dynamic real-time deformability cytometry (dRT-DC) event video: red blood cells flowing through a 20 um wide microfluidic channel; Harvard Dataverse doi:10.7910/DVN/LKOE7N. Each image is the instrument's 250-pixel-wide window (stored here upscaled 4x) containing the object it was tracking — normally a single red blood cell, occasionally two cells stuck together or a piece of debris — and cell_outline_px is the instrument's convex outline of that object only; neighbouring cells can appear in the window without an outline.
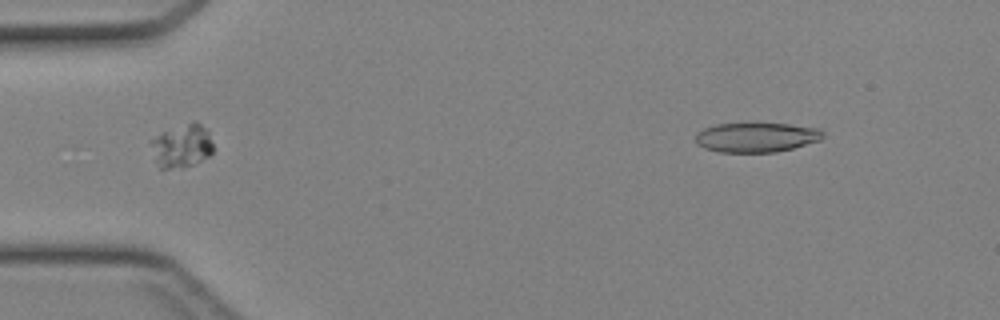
{"species": "Egyptian fruit bat (a non-hibernating species)", "species_latin": "Rousettus aegyptiacus", "temperature_condition": "cold", "stored_images_in_passage": 6, "segment_of_instrument_passage": [2, 2], "camera_frame_rate_fps": 3000, "um_per_image_px": 0.085, "animal": {"sex": "female"}, "frame": {"image": 1, "passage_image": 6, "time_ms": 1.667, "image_size_px": [1000, 320], "cell_outline_px": [[824, 136], [820, 140], [792, 148], [776, 152], [720, 152], [704, 148], [696, 144], [696, 136], [704, 128], [716, 124], [788, 124], [820, 128], [824, 132]], "centroid_in_image_um": [64.31, 11.68], "position_along_channel_um": 20.7, "area_um2": 21.79}}